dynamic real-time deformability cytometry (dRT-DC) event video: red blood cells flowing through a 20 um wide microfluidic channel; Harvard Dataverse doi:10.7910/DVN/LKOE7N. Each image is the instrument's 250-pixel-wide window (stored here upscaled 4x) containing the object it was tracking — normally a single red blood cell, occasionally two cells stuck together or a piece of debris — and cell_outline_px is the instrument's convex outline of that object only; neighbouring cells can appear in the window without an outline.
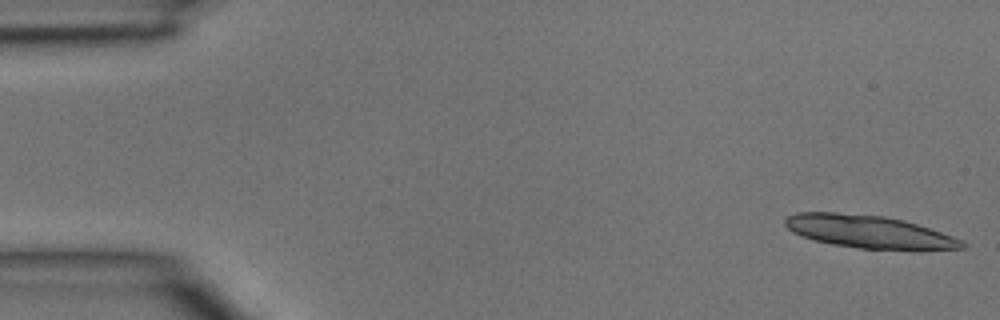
{"species": "common noctule bat (a hibernating species)", "species_latin": "Nyctalus noctula", "temperature_condition": "room temperature", "stored_images_in_passage": 3, "camera_frame_rate_fps": 3000, "um_per_image_px": 0.085, "animal": {"sex": "male", "body_mass_g": 15.6}, "frame": {"image": 1, "passage_image": 1, "time_ms": 0.0, "image_size_px": [1000, 320], "cell_outline_px": [[968, 244], [964, 248], [860, 248], [832, 244], [816, 240], [792, 232], [784, 224], [784, 220], [788, 216], [796, 212], [836, 212], [884, 216], [904, 220], [964, 240]], "centroid_in_image_um": [73.79, 19.66], "position_along_channel_um": 11.2, "area_um2": 32.95}}